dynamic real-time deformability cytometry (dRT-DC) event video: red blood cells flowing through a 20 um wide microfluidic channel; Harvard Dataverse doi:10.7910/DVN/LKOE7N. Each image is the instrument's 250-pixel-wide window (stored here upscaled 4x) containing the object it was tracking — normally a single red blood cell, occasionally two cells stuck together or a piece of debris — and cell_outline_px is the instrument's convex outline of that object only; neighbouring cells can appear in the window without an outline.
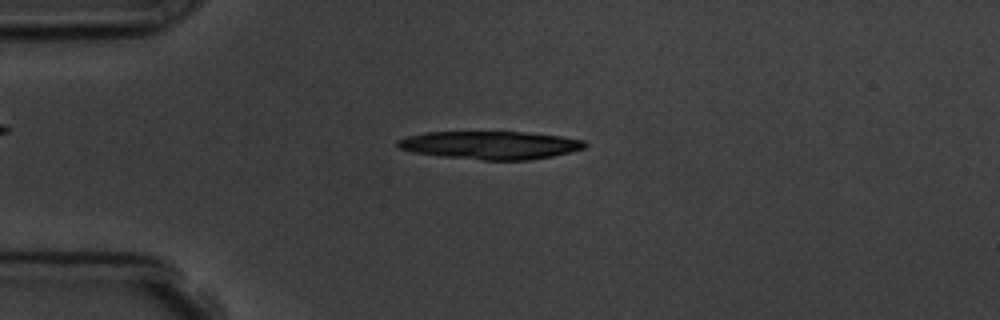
{"species": "common noctule bat (a hibernating species)", "species_latin": "Nyctalus noctula", "temperature_condition": "room temperature", "stored_images_in_passage": 4, "camera_frame_rate_fps": 3000, "um_per_image_px": 0.085, "animal": {"sex": "male", "body_mass_g": 19.5, "forearm_length_mm": 54.6}, "frame": {"image": 1, "passage_image": 3, "time_ms": 2.333, "image_size_px": [1000, 320], "cell_outline_px": [[588, 144], [584, 148], [552, 156], [528, 160], [480, 160], [444, 156], [412, 152], [396, 148], [396, 140], [404, 136], [424, 132], [520, 132], [560, 136], [584, 140]], "centroid_in_image_um": [41.61, 12.33], "position_along_channel_um": 43.4, "area_um2": 30.63}}